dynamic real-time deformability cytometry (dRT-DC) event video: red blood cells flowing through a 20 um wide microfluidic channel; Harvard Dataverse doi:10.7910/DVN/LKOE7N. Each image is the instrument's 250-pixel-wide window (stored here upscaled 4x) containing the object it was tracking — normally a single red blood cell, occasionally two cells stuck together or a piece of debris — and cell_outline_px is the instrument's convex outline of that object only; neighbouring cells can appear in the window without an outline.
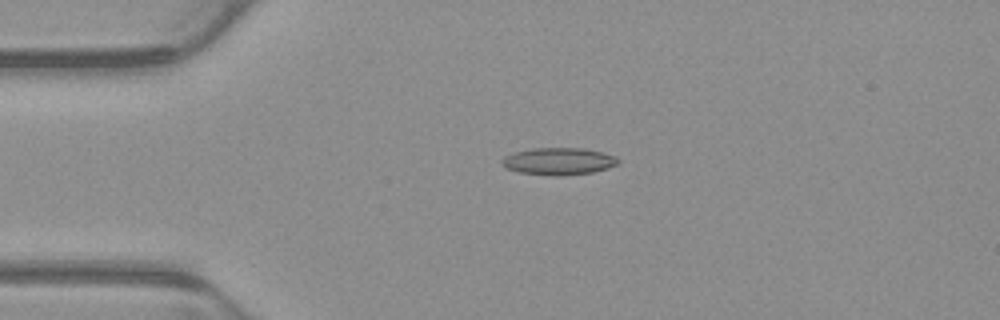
{"species": "common noctule bat (a hibernating species)", "species_latin": "Nyctalus noctula", "temperature_condition": "warm", "stored_images_in_passage": 44, "camera_frame_rate_fps": 3000, "um_per_image_px": 0.085, "animal": {"sex": "male", "body_mass_g": 23.1, "forearm_length_mm": 52.7}, "frame": {"image": 1, "passage_image": 3, "time_ms": 0.667, "image_size_px": [1000, 320], "cell_outline_px": [[620, 164], [608, 168], [592, 172], [560, 176], [552, 176], [520, 172], [508, 168], [500, 164], [500, 160], [504, 156], [512, 152], [532, 148], [584, 148], [616, 156], [620, 160]], "centroid_in_image_um": [47.48, 13.7], "position_along_channel_um": 37.5, "area_um2": 18.55}}
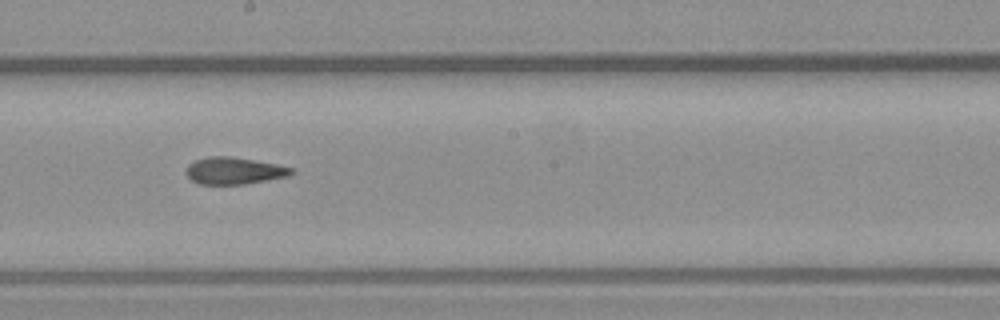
{"frame": {"image": 2, "passage_image": 20, "time_ms": 6.333, "image_size_px": [1000, 320], "cell_outline_px": [[296, 172], [288, 176], [244, 184], [200, 184], [192, 180], [184, 172], [188, 164], [196, 160], [208, 156], [232, 156], [276, 164], [296, 168]], "centroid_in_image_um": [19.91, 14.5], "position_along_channel_um": 228.3, "area_um2": 16.65}}
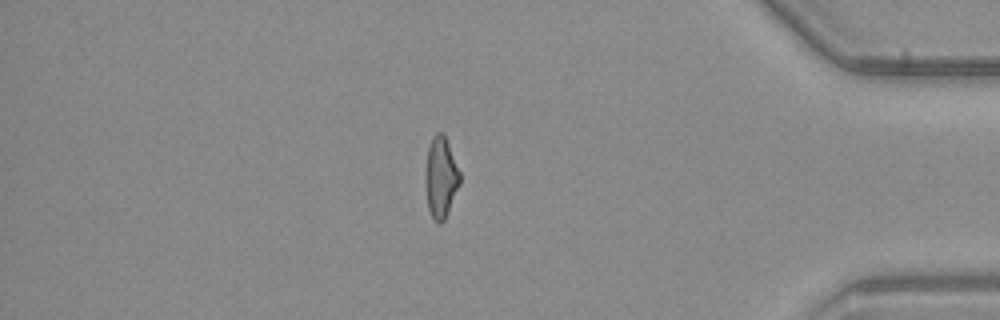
{"frame": {"image": 3, "passage_image": 36, "time_ms": 11.667, "image_size_px": [1000, 320], "cell_outline_px": [[460, 184], [448, 212], [444, 220], [440, 224], [432, 216], [428, 208], [424, 184], [424, 180], [428, 148], [432, 136], [436, 132], [444, 132], [460, 172]], "centroid_in_image_um": [37.46, 15.04], "position_along_channel_um": 397.7, "area_um2": 16.42}, "authors_computed_cell_mechanics": {"area_um2": 16.9643, "velocity_mm_per_s": 3.9056, "shape_relaxation_time_tau1_ms": null, "shape_relaxation_time_tau2_ms": 2.768, "deformation_change_tau1": null, "deformation_change_tau2": 0.1177}}